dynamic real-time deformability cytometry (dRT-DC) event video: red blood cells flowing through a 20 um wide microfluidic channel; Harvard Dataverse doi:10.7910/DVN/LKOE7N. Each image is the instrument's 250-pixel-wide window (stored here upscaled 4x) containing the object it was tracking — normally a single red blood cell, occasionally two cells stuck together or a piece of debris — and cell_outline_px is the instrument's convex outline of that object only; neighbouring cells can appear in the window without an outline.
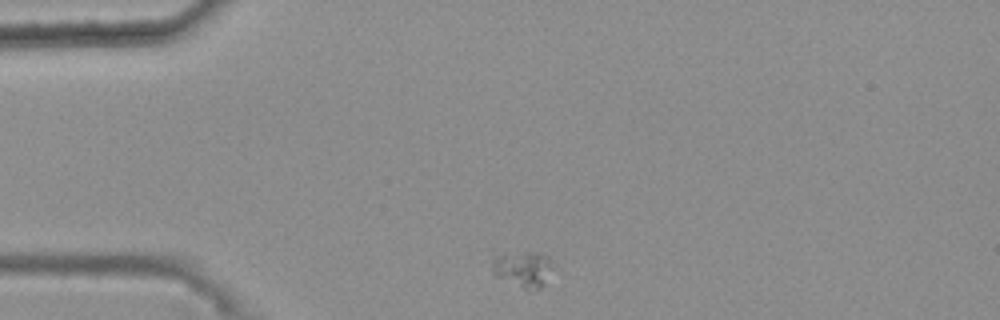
{"species": "common noctule bat (a hibernating species)", "species_latin": "Nyctalus noctula", "temperature_condition": "warm", "stored_images_in_passage": 34, "camera_frame_rate_fps": 3000, "um_per_image_px": 0.085, "animal": {"sex": "female", "body_mass_g": 25.1}, "frame": {"image": 1, "passage_image": 1, "time_ms": 0.0, "image_size_px": [1000, 320], "cell_outline_px": [[548, 268], [540, 288], [528, 292], [496, 276], [492, 268], [492, 260], [504, 252], [532, 252], [548, 256]], "centroid_in_image_um": [44.34, 22.87], "position_along_channel_um": 40.7, "area_um2": 12.2}}
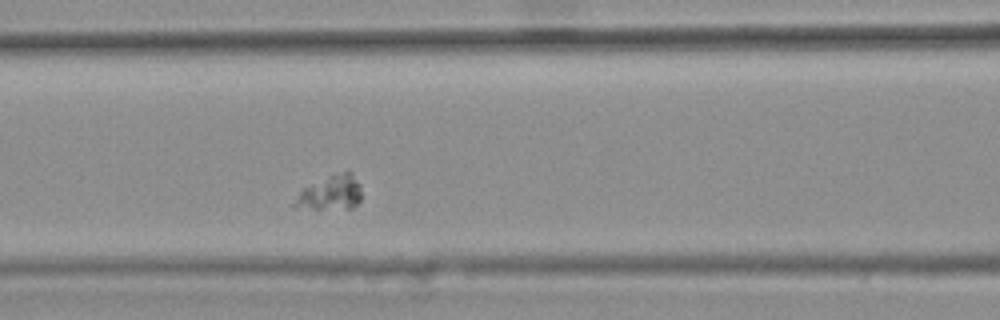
{"frame": {"image": 2, "passage_image": 12, "time_ms": 3.667, "image_size_px": [1000, 320], "cell_outline_px": [[360, 200], [352, 208], [292, 208], [292, 204], [300, 192], [304, 188], [328, 176], [348, 168], [352, 172], [360, 184]], "centroid_in_image_um": [28.12, 16.36], "position_along_channel_um": 138.5, "area_um2": 13.41}}
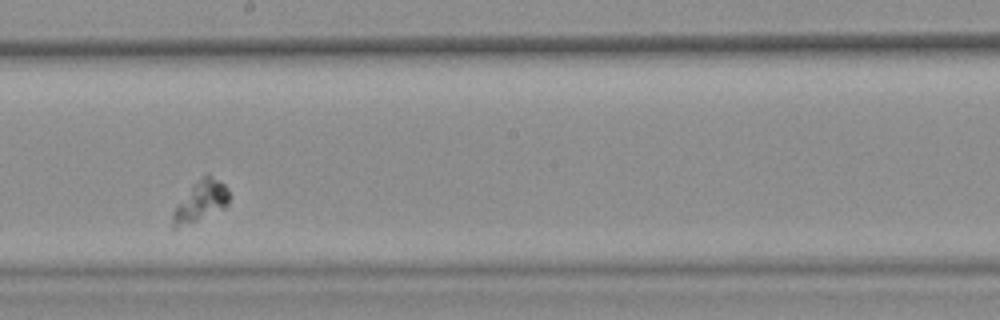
{"frame": {"image": 3, "passage_image": 20, "time_ms": 6.333, "image_size_px": [1000, 320], "cell_outline_px": [[228, 204], [224, 208], [196, 220], [176, 228], [172, 228], [172, 212], [192, 184], [208, 172], [224, 184], [228, 192]], "centroid_in_image_um": [17.04, 17.07], "position_along_channel_um": 231.2, "area_um2": 13.01}}